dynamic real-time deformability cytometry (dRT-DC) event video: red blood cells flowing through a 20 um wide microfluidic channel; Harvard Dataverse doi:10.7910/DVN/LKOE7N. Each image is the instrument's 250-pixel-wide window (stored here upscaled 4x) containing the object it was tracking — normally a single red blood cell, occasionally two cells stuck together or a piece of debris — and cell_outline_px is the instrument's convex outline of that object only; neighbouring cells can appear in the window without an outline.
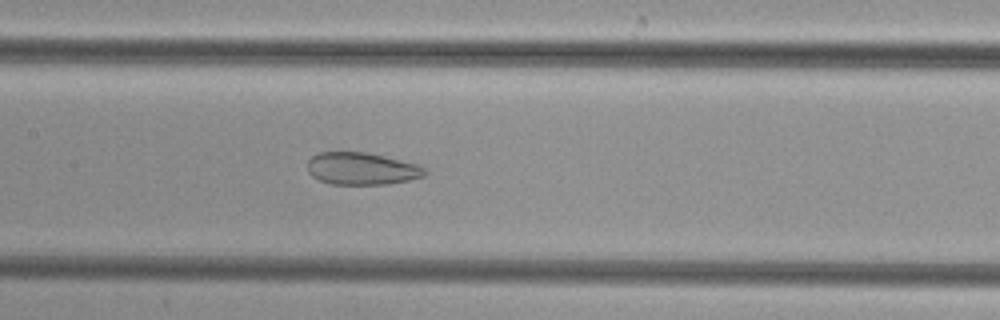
{"species": "common noctule bat (a hibernating species)", "species_latin": "Nyctalus noctula", "temperature_condition": "cold", "stored_images_in_passage": 38, "camera_frame_rate_fps": 3000, "um_per_image_px": 0.085, "animal": {"sex": "female", "body_mass_g": 29.2, "forearm_length_mm": 56.3}, "frame": {"image": 1, "passage_image": 12, "time_ms": 3.667, "image_size_px": [1000, 320], "cell_outline_px": [[428, 172], [424, 176], [408, 180], [388, 184], [328, 184], [312, 176], [308, 172], [308, 160], [312, 156], [320, 152], [368, 152], [416, 164], [424, 168]], "centroid_in_image_um": [30.73, 14.33], "position_along_channel_um": 176.7, "area_um2": 22.02}}
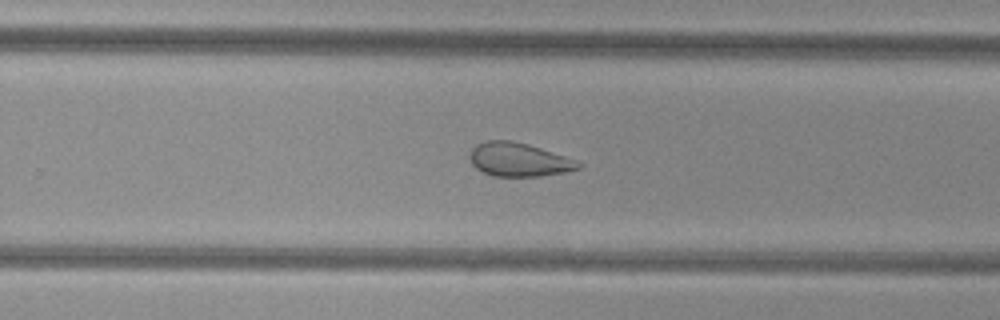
{"frame": {"image": 2, "passage_image": 20, "time_ms": 6.333, "image_size_px": [1000, 320], "cell_outline_px": [[584, 164], [580, 168], [564, 172], [540, 176], [492, 176], [476, 168], [472, 164], [468, 156], [472, 148], [476, 144], [484, 140], [512, 140], [528, 144], [576, 160]], "centroid_in_image_um": [44.06, 13.56], "position_along_channel_um": 285.7, "area_um2": 21.33}}
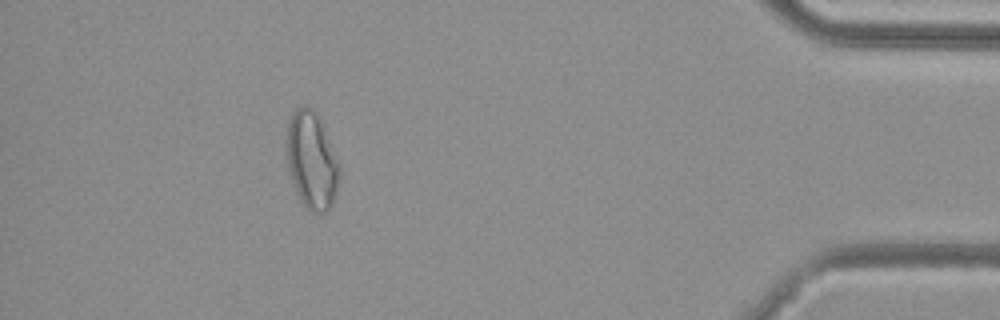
{"frame": {"image": 3, "passage_image": 33, "time_ms": 10.667, "image_size_px": [1000, 320], "cell_outline_px": [[340, 180], [332, 204], [324, 212], [312, 212], [300, 200], [292, 180], [288, 168], [288, 124], [296, 108], [304, 104], [312, 108], [320, 116], [340, 164]], "centroid_in_image_um": [26.54, 13.61], "position_along_channel_um": 408.7, "area_um2": 29.71}}